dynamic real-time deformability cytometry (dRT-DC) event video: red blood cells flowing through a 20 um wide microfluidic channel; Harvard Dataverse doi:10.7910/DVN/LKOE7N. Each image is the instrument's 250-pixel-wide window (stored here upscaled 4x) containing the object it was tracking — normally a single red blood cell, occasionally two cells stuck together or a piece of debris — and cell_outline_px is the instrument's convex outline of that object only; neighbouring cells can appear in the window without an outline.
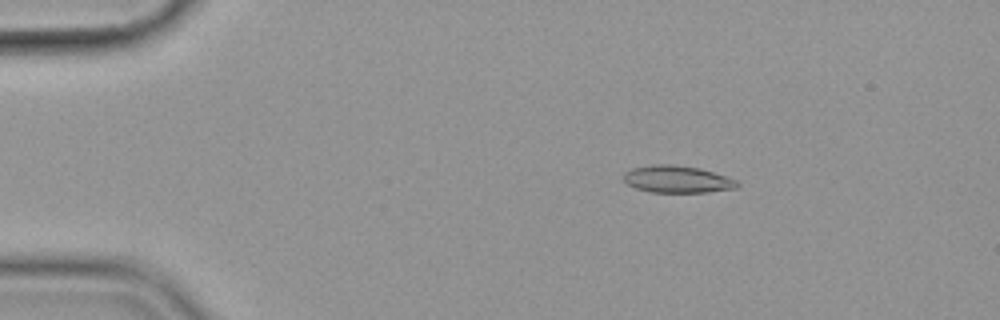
{"species": "common noctule bat (a hibernating species)", "species_latin": "Nyctalus noctula", "temperature_condition": "cold", "stored_images_in_passage": 56, "camera_frame_rate_fps": 3000, "um_per_image_px": 0.085, "animal": {"sex": "female", "body_mass_g": 19.9}, "frame": {"image": 1, "passage_image": 9, "time_ms": 2.667, "image_size_px": [1000, 320], "cell_outline_px": [[740, 184], [736, 188], [708, 192], [652, 192], [636, 188], [628, 184], [624, 180], [624, 172], [632, 168], [652, 164], [672, 164], [700, 168], [736, 180]], "centroid_in_image_um": [57.55, 15.23], "position_along_channel_um": 27.5, "area_um2": 17.86}}
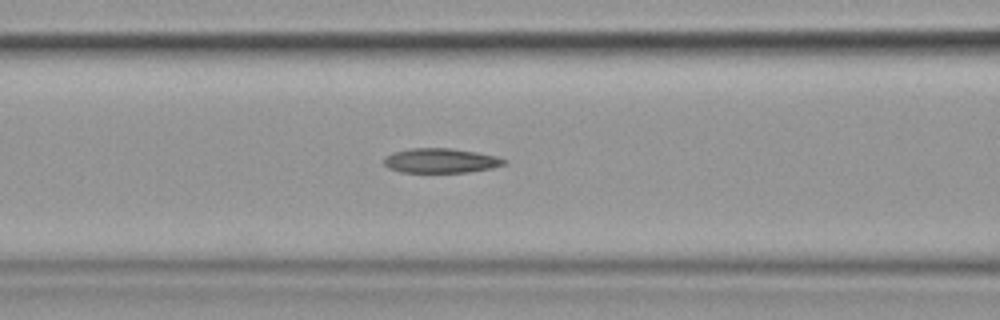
{"frame": {"image": 2, "passage_image": 23, "time_ms": 7.333, "image_size_px": [1000, 320], "cell_outline_px": [[508, 160], [504, 164], [492, 168], [468, 172], [400, 172], [388, 168], [384, 164], [384, 156], [392, 152], [412, 148], [452, 148], [476, 152], [496, 156]], "centroid_in_image_um": [37.44, 13.65], "position_along_channel_um": 129.2, "area_um2": 17.28}}
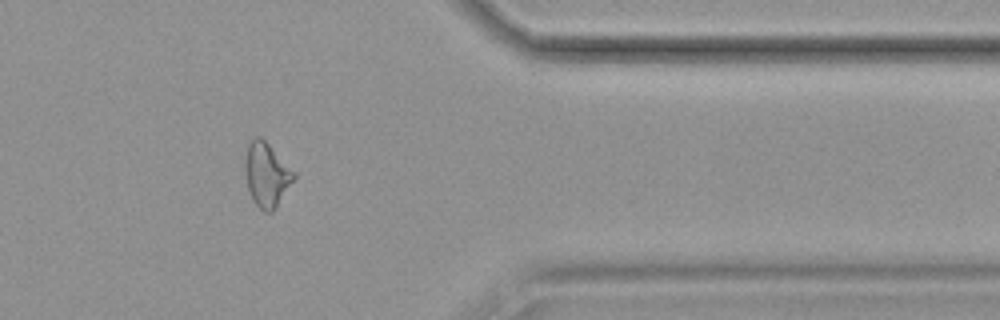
{"frame": {"image": 3, "passage_image": 46, "time_ms": 15.0, "image_size_px": [1000, 320], "cell_outline_px": [[296, 176], [272, 212], [264, 212], [252, 200], [248, 188], [244, 168], [244, 160], [248, 140], [256, 136], [260, 136], [296, 172]], "centroid_in_image_um": [22.63, 14.81], "position_along_channel_um": 388.8, "area_um2": 18.21}, "authors_computed_cell_mechanics": {"area_um2": 17.6579, "velocity_mm_per_s": 3.5926, "shape_relaxation_time_tau1_ms": 7.0954, "shape_relaxation_time_tau2_ms": 4.9088, "deformation_change_tau1": 0.1728, "deformation_change_tau2": 0.1347}}